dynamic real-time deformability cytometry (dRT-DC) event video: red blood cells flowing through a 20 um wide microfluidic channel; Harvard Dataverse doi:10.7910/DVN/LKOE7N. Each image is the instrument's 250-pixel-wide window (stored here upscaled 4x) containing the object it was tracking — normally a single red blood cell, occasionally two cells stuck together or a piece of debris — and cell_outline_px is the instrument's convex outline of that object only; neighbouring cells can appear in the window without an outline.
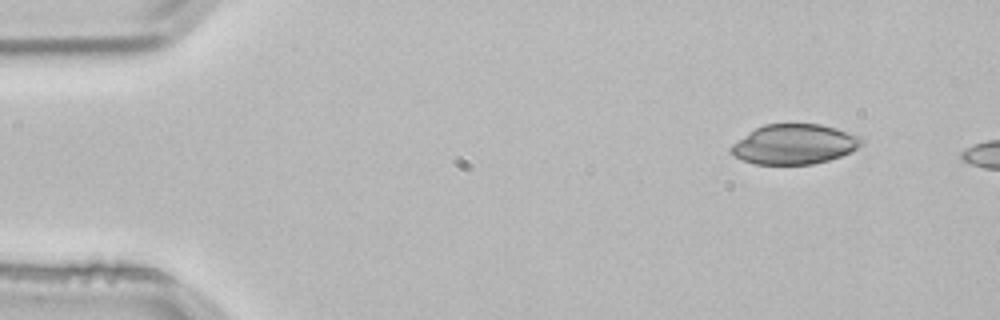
{"species": "common noctule bat (a hibernating species)", "species_latin": "Nyctalus noctula", "temperature_condition": "room temperature", "stored_images_in_passage": 2, "camera_frame_rate_fps": 3000, "um_per_image_px": 0.085, "animal": {"sex": "male", "body_mass_g": 21.5, "forearm_length_mm": 52.0}, "frame": {"image": 1, "passage_image": 1, "time_ms": 0.0, "image_size_px": [1000, 320], "cell_outline_px": [[864, 144], [852, 152], [828, 160], [812, 164], [752, 164], [736, 156], [728, 148], [732, 144], [756, 128], [764, 124], [820, 124], [836, 128], [860, 136], [864, 140]], "centroid_in_image_um": [67.56, 12.26], "position_along_channel_um": 17.4, "area_um2": 30.29}}